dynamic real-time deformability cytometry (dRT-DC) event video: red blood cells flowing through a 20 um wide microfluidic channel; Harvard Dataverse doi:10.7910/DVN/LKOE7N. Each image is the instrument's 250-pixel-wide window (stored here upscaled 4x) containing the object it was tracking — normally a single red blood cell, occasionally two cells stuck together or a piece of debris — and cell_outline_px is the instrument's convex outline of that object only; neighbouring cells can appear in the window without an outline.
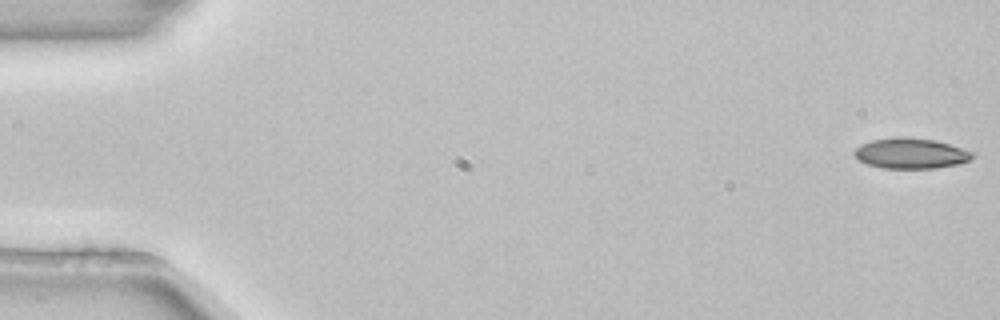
{"species": "common noctule bat (a hibernating species)", "species_latin": "Nyctalus noctula", "temperature_condition": "room temperature", "stored_images_in_passage": 8, "camera_frame_rate_fps": 3000, "um_per_image_px": 0.085, "animal": {"sex": "female", "body_mass_g": 22.7, "forearm_length_mm": 54.2}, "frame": {"image": 1, "passage_image": 1, "time_ms": 0.0, "image_size_px": [1000, 320], "cell_outline_px": [[972, 156], [968, 160], [960, 164], [936, 168], [884, 168], [868, 164], [860, 160], [852, 152], [856, 148], [872, 140], [936, 140], [972, 152]], "centroid_in_image_um": [77.44, 13.09], "position_along_channel_um": 7.6, "area_um2": 19.71}}
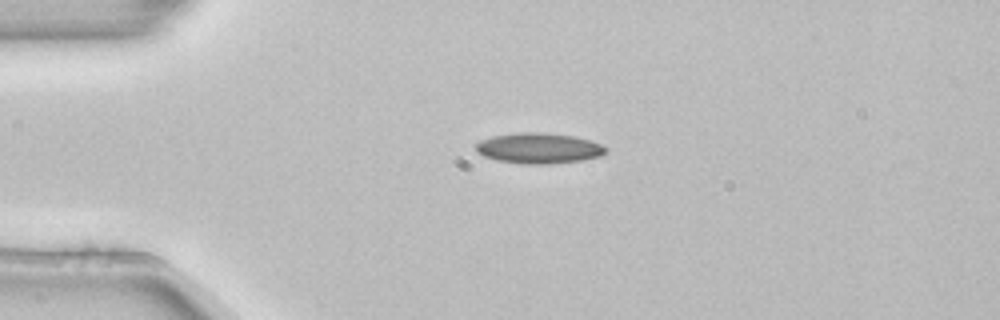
{"frame": {"image": 2, "passage_image": 3, "time_ms": 0.667, "image_size_px": [1000, 320], "cell_outline_px": [[608, 152], [600, 156], [580, 160], [548, 164], [528, 164], [500, 160], [484, 156], [476, 152], [476, 144], [480, 140], [492, 136], [516, 132], [544, 132], [572, 136], [588, 140], [600, 144], [608, 148]], "centroid_in_image_um": [45.79, 12.58], "position_along_channel_um": 39.2, "area_um2": 23.0}}
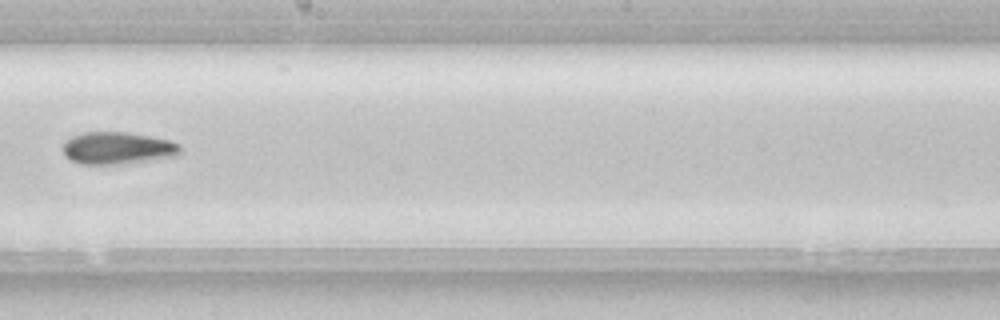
{"frame": {"image": 3, "passage_image": 8, "time_ms": 2.333, "image_size_px": [1000, 320], "cell_outline_px": [[180, 156], [124, 164], [80, 164], [64, 156], [64, 140], [72, 136], [84, 132], [124, 132], [148, 136], [168, 140], [180, 144]], "centroid_in_image_um": [10.0, 12.6], "position_along_channel_um": 238.2, "area_um2": 22.14}}